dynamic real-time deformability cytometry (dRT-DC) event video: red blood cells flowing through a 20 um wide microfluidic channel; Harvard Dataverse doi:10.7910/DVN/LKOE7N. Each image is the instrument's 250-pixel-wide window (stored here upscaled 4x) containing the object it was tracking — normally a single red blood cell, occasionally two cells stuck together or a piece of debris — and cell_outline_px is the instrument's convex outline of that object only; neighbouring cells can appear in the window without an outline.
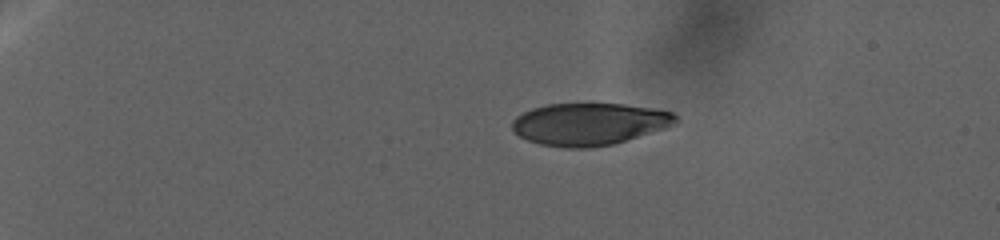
{"species": "human", "species_latin": "Homo sapiens", "temperature_condition": "warm", "stored_images_in_passage": 14, "camera_frame_rate_fps": 3000, "um_per_image_px": 0.085, "donor": {"sex": "female"}, "frame": {"image": 1, "passage_image": 1, "time_ms": 0.0, "image_size_px": [1000, 240], "cell_outline_px": [[676, 120], [664, 128], [612, 144], [588, 148], [564, 148], [540, 144], [528, 140], [512, 132], [512, 120], [516, 116], [532, 108], [548, 104], [592, 100], [624, 104], [672, 112], [676, 116]], "centroid_in_image_um": [49.99, 10.5], "position_along_channel_um": 35.0, "area_um2": 40.81}}